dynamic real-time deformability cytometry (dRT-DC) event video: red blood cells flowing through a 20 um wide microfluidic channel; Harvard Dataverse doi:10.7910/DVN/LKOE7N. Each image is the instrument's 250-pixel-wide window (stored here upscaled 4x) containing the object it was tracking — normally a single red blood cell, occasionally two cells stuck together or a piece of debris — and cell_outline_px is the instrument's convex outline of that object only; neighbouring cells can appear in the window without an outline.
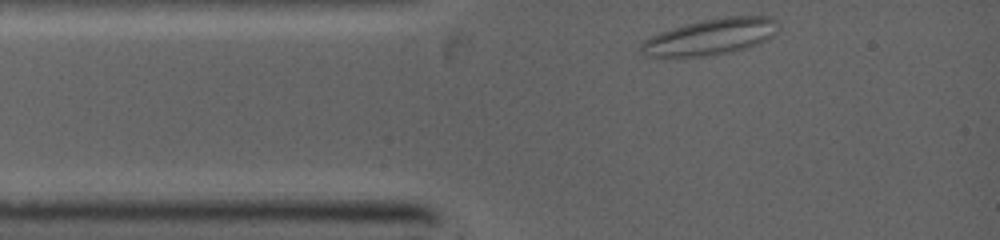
{"species": "common noctule bat (a hibernating species)", "species_latin": "Nyctalus noctula", "temperature_condition": "warm", "stored_images_in_passage": 39, "camera_frame_rate_fps": 5000, "um_per_image_px": 0.085, "animal": {"sex": "female", "body_mass_g": 19.0, "forearm_length_mm": 53.3}, "frame": {"image": 1, "passage_image": 1, "time_ms": 0.0, "image_size_px": [1000, 240], "cell_outline_px": [[780, 24], [776, 32], [768, 40], [760, 44], [748, 48], [732, 52], [704, 56], [644, 56], [640, 52], [640, 44], [644, 40], [660, 32], [684, 24], [724, 16], [772, 16]], "centroid_in_image_um": [60.45, 3.12], "position_along_channel_um": 24.5, "area_um2": 29.13}}
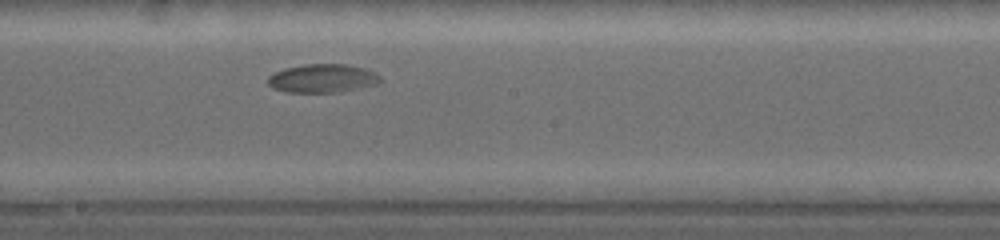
{"frame": {"image": 2, "passage_image": 26, "time_ms": 5.0, "image_size_px": [1000, 240], "cell_outline_px": [[380, 80], [376, 84], [360, 88], [336, 92], [288, 92], [272, 88], [268, 84], [268, 76], [272, 72], [284, 68], [304, 64], [348, 64], [364, 68], [376, 72], [380, 76]], "centroid_in_image_um": [27.38, 6.65], "position_along_channel_um": 220.8, "area_um2": 18.79}}
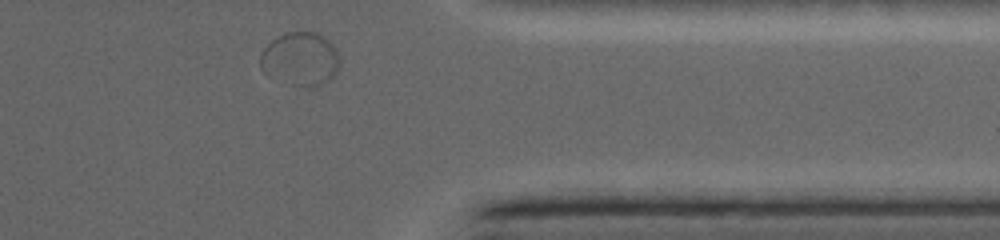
{"frame": {"image": 3, "passage_image": 39, "time_ms": 9.0, "image_size_px": [1000, 240], "cell_outline_px": [[340, 64], [336, 72], [328, 80], [316, 88], [308, 88], [268, 76], [260, 68], [260, 52], [276, 36], [288, 32], [320, 32], [336, 48], [340, 60]], "centroid_in_image_um": [25.54, 5.0], "position_along_channel_um": 385.9, "area_um2": 24.97}}